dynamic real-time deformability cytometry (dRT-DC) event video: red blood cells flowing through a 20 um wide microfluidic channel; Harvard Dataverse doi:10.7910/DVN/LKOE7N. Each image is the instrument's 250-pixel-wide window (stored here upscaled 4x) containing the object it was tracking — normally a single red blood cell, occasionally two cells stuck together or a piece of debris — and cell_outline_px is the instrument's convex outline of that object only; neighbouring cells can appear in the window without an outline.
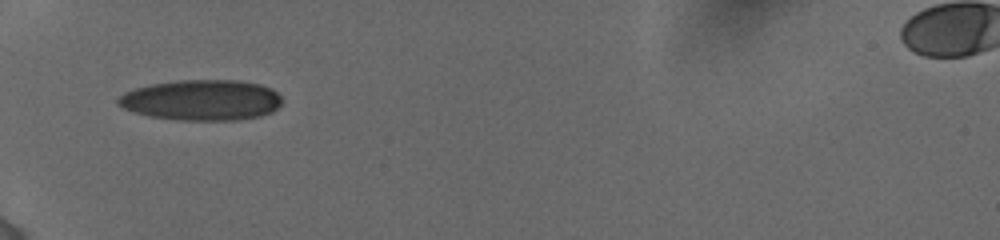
{"species": "human", "species_latin": "Homo sapiens", "temperature_condition": "cold", "stored_images_in_passage": 9, "camera_frame_rate_fps": 3000, "um_per_image_px": 0.085, "donor": {"sex": "female"}, "frame": {"image": 1, "passage_image": 1, "time_ms": 0.0, "image_size_px": [1000, 240], "cell_outline_px": [[280, 104], [272, 112], [260, 116], [240, 120], [180, 120], [148, 116], [124, 108], [116, 104], [116, 100], [124, 92], [136, 88], [152, 84], [180, 80], [240, 80], [260, 84], [272, 88], [280, 96]], "centroid_in_image_um": [17.14, 8.51], "position_along_channel_um": 67.9, "area_um2": 38.84}}
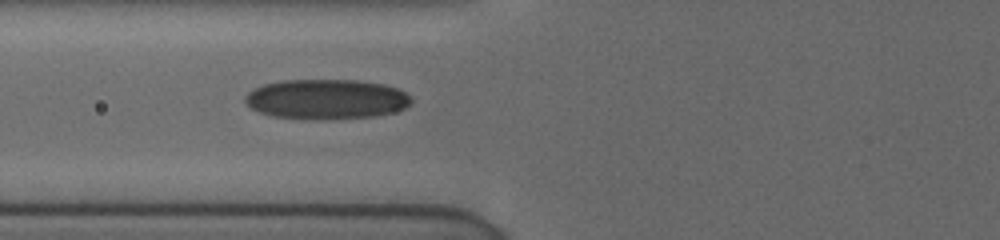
{"frame": {"image": 2, "passage_image": 3, "time_ms": 1.0, "image_size_px": [1000, 240], "cell_outline_px": [[412, 100], [404, 108], [392, 112], [372, 116], [312, 120], [272, 116], [260, 112], [252, 108], [244, 100], [244, 96], [248, 92], [264, 84], [284, 80], [356, 80], [384, 84], [396, 88], [404, 92]], "centroid_in_image_um": [27.7, 8.43], "position_along_channel_um": 98.1, "area_um2": 38.38}}
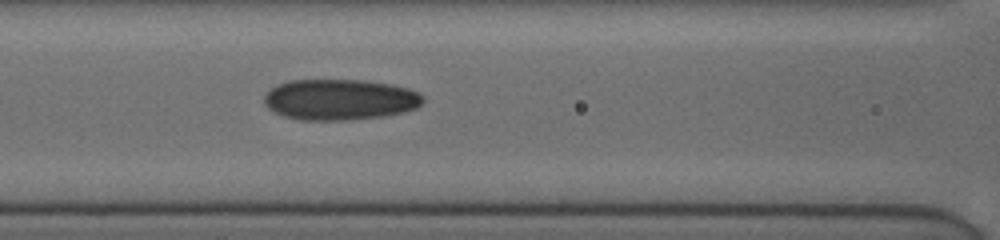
{"frame": {"image": 3, "passage_image": 5, "time_ms": 2.0, "image_size_px": [1000, 240], "cell_outline_px": [[424, 100], [416, 108], [404, 112], [384, 116], [348, 120], [300, 120], [284, 116], [268, 108], [264, 104], [264, 92], [276, 84], [288, 80], [364, 80], [392, 84], [408, 88], [424, 96]], "centroid_in_image_um": [28.86, 8.46], "position_along_channel_um": 137.7, "area_um2": 38.15}}